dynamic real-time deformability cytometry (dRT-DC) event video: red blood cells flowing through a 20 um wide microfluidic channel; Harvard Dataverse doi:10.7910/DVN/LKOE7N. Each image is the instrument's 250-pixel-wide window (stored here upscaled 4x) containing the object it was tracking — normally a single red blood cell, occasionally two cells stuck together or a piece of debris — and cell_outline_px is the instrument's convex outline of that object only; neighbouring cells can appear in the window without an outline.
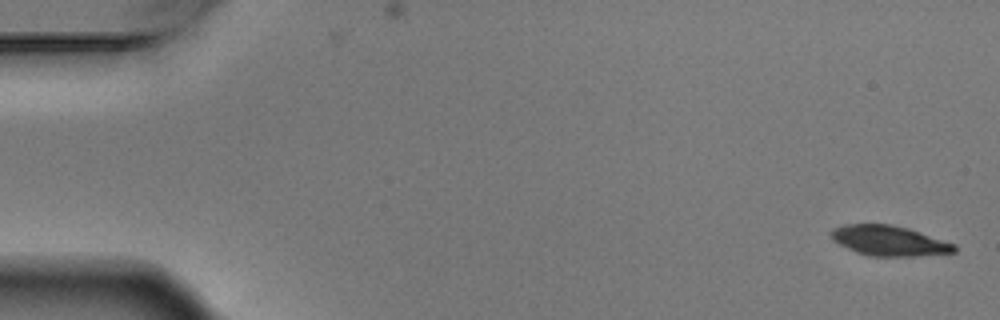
{"species": "Egyptian fruit bat (a non-hibernating species)", "species_latin": "Rousettus aegyptiacus", "temperature_condition": "warm", "stored_images_in_passage": 5, "camera_frame_rate_fps": 3000, "um_per_image_px": 0.085, "animal": {"sex": "male"}, "frame": {"image": 1, "passage_image": 1, "time_ms": 0.0, "image_size_px": [1000, 320], "cell_outline_px": [[956, 252], [912, 256], [876, 256], [856, 252], [832, 240], [832, 228], [844, 224], [892, 224], [908, 228], [956, 244]], "centroid_in_image_um": [75.58, 20.45], "position_along_channel_um": 9.4, "area_um2": 21.44}}
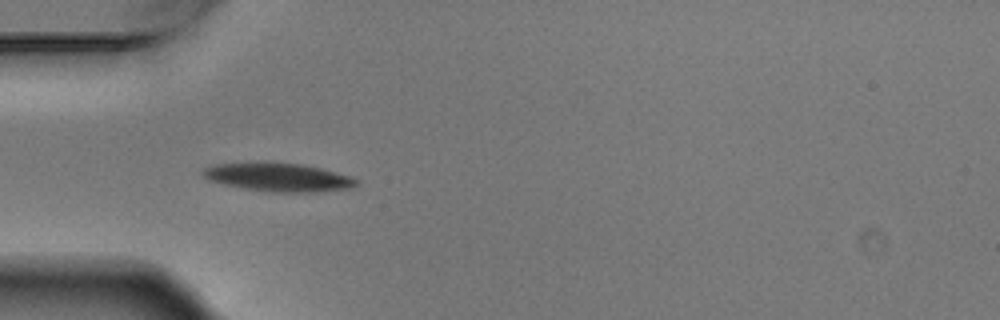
{"frame": {"image": 2, "passage_image": 5, "time_ms": 1.333, "image_size_px": [1000, 320], "cell_outline_px": [[360, 184], [352, 188], [316, 192], [272, 192], [244, 188], [224, 184], [208, 180], [204, 176], [204, 168], [216, 164], [264, 160], [268, 160], [300, 164], [320, 168], [348, 176], [356, 180]], "centroid_in_image_um": [23.63, 15.04], "position_along_channel_um": 61.4, "area_um2": 25.72}}